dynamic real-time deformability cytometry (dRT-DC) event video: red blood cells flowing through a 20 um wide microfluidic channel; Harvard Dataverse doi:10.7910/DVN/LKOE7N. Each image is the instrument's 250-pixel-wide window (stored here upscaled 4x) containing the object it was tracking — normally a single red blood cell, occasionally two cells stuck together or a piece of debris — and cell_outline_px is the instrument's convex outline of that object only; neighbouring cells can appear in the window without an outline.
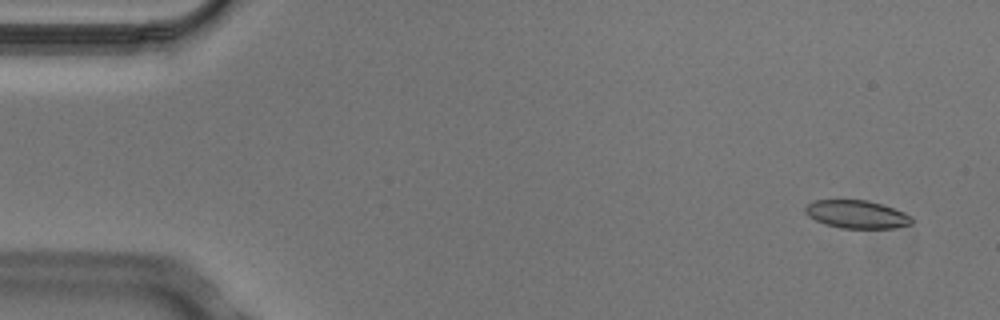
{"species": "Egyptian fruit bat (a non-hibernating species)", "species_latin": "Rousettus aegyptiacus", "temperature_condition": "cold", "stored_images_in_passage": 8, "camera_frame_rate_fps": 3000, "um_per_image_px": 0.085, "animal": {"sex": "male"}, "frame": {"image": 1, "passage_image": 1, "time_ms": 0.0, "image_size_px": [1000, 320], "cell_outline_px": [[912, 224], [892, 228], [840, 228], [824, 224], [808, 216], [804, 212], [804, 208], [808, 204], [816, 200], [868, 200], [884, 204], [904, 212], [912, 216]], "centroid_in_image_um": [72.83, 18.21], "position_along_channel_um": 12.2, "area_um2": 17.51}}
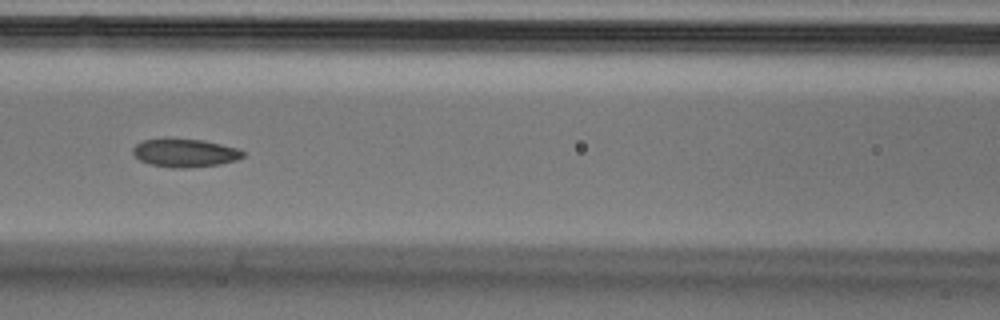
{"frame": {"image": 2, "passage_image": 6, "time_ms": 1.667, "image_size_px": [1000, 320], "cell_outline_px": [[244, 156], [236, 160], [220, 164], [184, 168], [172, 168], [148, 164], [140, 160], [132, 152], [132, 148], [136, 144], [144, 140], [204, 140], [236, 148], [244, 152]], "centroid_in_image_um": [15.71, 13.02], "position_along_channel_um": 150.9, "area_um2": 17.69}}
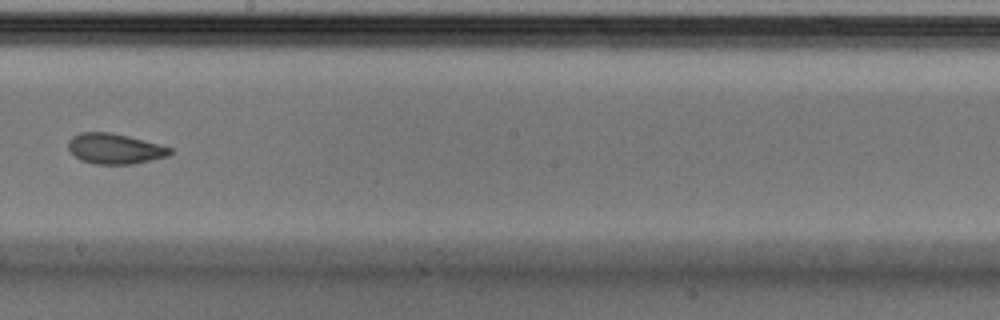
{"frame": {"image": 3, "passage_image": 8, "time_ms": 2.333, "image_size_px": [1000, 320], "cell_outline_px": [[172, 152], [168, 156], [132, 164], [96, 164], [80, 160], [68, 148], [68, 140], [72, 136], [80, 132], [108, 132], [128, 136], [172, 148]], "centroid_in_image_um": [9.73, 12.64], "position_along_channel_um": 238.5, "area_um2": 17.86}}